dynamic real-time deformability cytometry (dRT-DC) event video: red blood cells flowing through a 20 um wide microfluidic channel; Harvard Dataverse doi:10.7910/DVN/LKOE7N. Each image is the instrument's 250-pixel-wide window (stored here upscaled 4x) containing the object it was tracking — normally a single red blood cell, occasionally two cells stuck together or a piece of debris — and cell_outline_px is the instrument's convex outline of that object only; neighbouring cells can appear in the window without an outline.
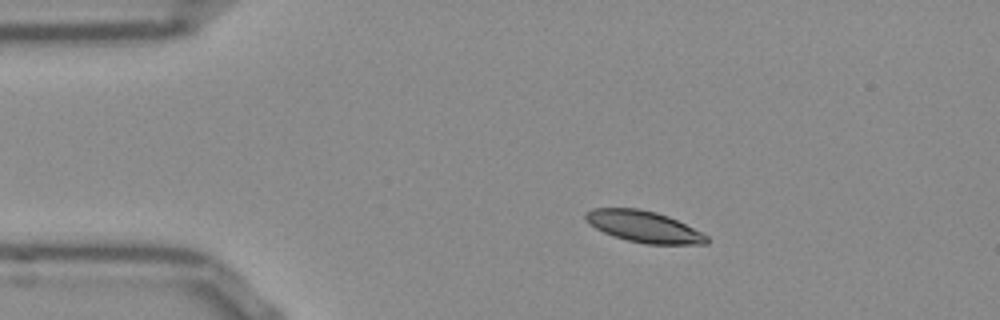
{"species": "Egyptian fruit bat (a non-hibernating species)", "species_latin": "Rousettus aegyptiacus", "temperature_condition": "room temperature", "stored_images_in_passage": 44, "camera_frame_rate_fps": 3000, "um_per_image_px": 0.085, "frame": {"image": 1, "passage_image": 1, "time_ms": 0.0, "image_size_px": [1000, 320], "cell_outline_px": [[708, 244], [644, 244], [628, 240], [604, 232], [596, 228], [584, 216], [584, 212], [592, 208], [640, 208], [656, 212], [668, 216], [708, 236]], "centroid_in_image_um": [54.72, 19.25], "position_along_channel_um": 30.3, "area_um2": 21.85}}
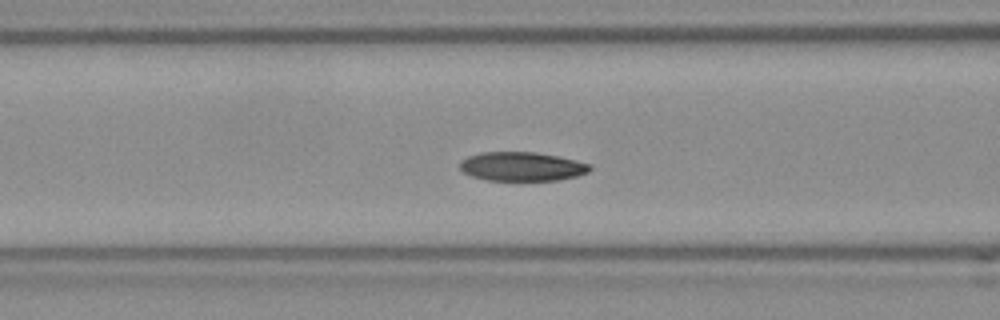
{"frame": {"image": 2, "passage_image": 12, "time_ms": 3.667, "image_size_px": [1000, 320], "cell_outline_px": [[592, 168], [588, 172], [576, 176], [556, 180], [488, 180], [472, 176], [464, 172], [460, 168], [460, 164], [468, 156], [484, 152], [536, 152], [576, 160], [592, 164]], "centroid_in_image_um": [44.4, 14.15], "position_along_channel_um": 122.2, "area_um2": 21.73}}
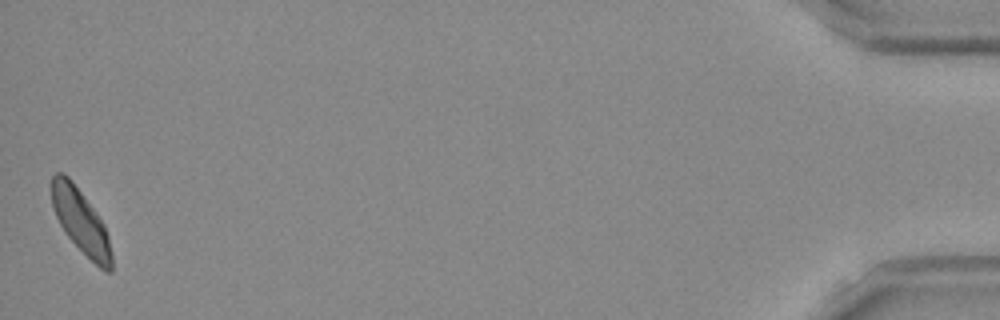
{"frame": {"image": 3, "passage_image": 44, "time_ms": 14.333, "image_size_px": [1000, 320], "cell_outline_px": [[112, 272], [104, 272], [68, 236], [60, 224], [56, 216], [52, 204], [52, 176], [56, 172], [64, 172], [72, 180], [104, 224], [108, 236], [112, 252]], "centroid_in_image_um": [6.88, 18.81], "position_along_channel_um": 428.3, "area_um2": 21.96}, "authors_computed_cell_mechanics": {"area_um2": 22.5998, "velocity_mm_per_s": 3.792, "shape_relaxation_time_tau1_ms": 2.7905, "shape_relaxation_time_tau2_ms": 3.2658, "deformation_change_tau1": 0.1033, "deformation_change_tau2": 0.0708}}